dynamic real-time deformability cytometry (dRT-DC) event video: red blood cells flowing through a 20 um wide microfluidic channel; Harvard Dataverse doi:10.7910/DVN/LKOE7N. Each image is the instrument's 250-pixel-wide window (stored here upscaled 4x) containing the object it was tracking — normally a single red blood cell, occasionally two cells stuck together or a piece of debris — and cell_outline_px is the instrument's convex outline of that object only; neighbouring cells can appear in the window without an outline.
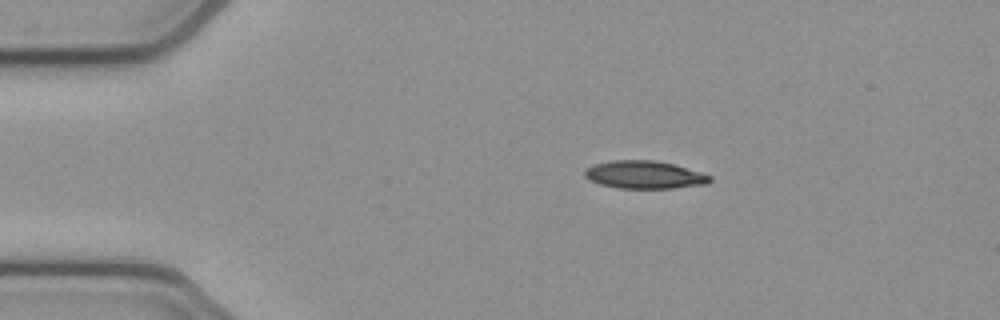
{"species": "common noctule bat (a hibernating species)", "species_latin": "Nyctalus noctula", "temperature_condition": "cold", "stored_images_in_passage": 44, "camera_frame_rate_fps": 3000, "um_per_image_px": 0.085, "animal": {"sex": "female", "body_mass_g": 21.9}, "frame": {"image": 1, "passage_image": 1, "time_ms": 0.0, "image_size_px": [1000, 320], "cell_outline_px": [[712, 180], [708, 184], [672, 188], [616, 188], [600, 184], [588, 180], [584, 176], [584, 172], [588, 168], [596, 164], [612, 160], [656, 160], [672, 164], [700, 172], [712, 176]], "centroid_in_image_um": [54.78, 14.86], "position_along_channel_um": 30.2, "area_um2": 20.23}}
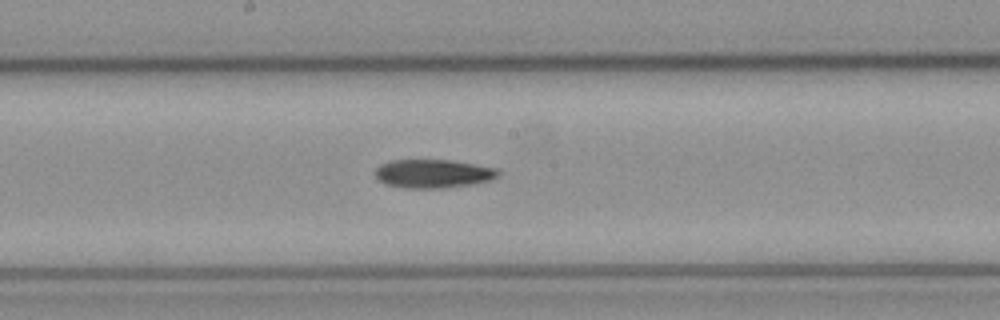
{"frame": {"image": 2, "passage_image": 19, "time_ms": 6.0, "image_size_px": [1000, 320], "cell_outline_px": [[500, 176], [492, 180], [472, 184], [444, 188], [408, 188], [384, 184], [372, 172], [380, 164], [392, 160], [452, 160], [496, 168], [500, 172]], "centroid_in_image_um": [36.82, 14.76], "position_along_channel_um": 211.4, "area_um2": 20.63}}
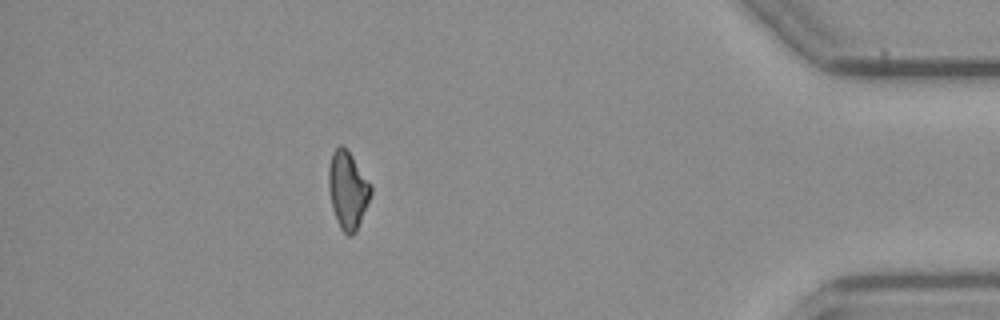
{"frame": {"image": 3, "passage_image": 38, "time_ms": 12.333, "image_size_px": [1000, 320], "cell_outline_px": [[372, 192], [356, 232], [352, 236], [348, 236], [340, 228], [336, 220], [332, 208], [328, 188], [328, 168], [332, 152], [340, 144], [352, 156], [372, 184]], "centroid_in_image_um": [29.55, 16.17], "position_along_channel_um": 405.6, "area_um2": 19.13}, "authors_computed_cell_mechanics": {"area_um2": 20.3745, "velocity_mm_per_s": 3.8669, "shape_relaxation_time_tau1_ms": 3.5284, "shape_relaxation_time_tau2_ms": null, "deformation_change_tau1": 0.1221, "deformation_change_tau2": null}}